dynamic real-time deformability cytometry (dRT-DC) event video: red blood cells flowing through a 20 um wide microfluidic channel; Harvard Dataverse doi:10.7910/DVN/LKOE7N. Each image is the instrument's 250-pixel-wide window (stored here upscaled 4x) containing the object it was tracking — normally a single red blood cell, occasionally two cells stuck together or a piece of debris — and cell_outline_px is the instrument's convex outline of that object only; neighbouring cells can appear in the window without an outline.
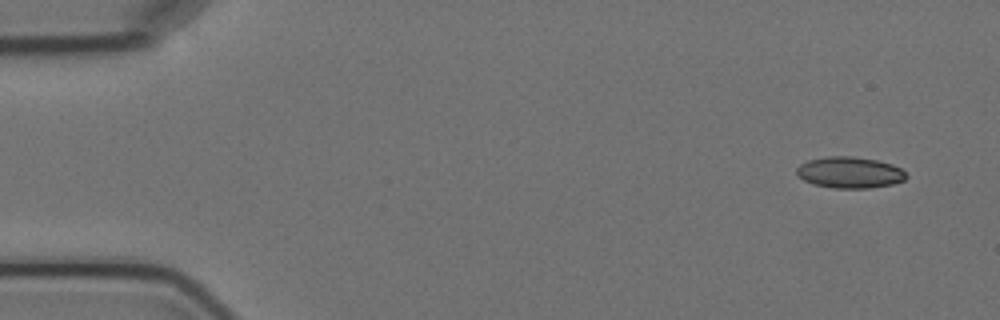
{"species": "Egyptian fruit bat (a non-hibernating species)", "species_latin": "Rousettus aegyptiacus", "temperature_condition": "cold", "stored_images_in_passage": 6, "camera_frame_rate_fps": 3000, "um_per_image_px": 0.085, "animal": {"sex": "female"}, "frame": {"image": 1, "passage_image": 1, "time_ms": 0.0, "image_size_px": [1000, 320], "cell_outline_px": [[908, 176], [904, 180], [892, 184], [868, 188], [832, 188], [812, 184], [804, 180], [796, 172], [796, 168], [800, 164], [808, 160], [828, 156], [852, 156], [876, 160], [892, 164], [900, 168]], "centroid_in_image_um": [72.21, 14.66], "position_along_channel_um": 12.8, "area_um2": 19.94}}
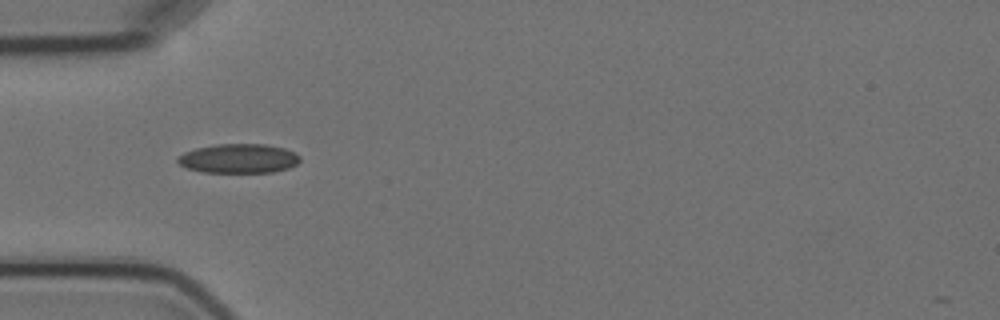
{"frame": {"image": 2, "passage_image": 5, "time_ms": 4.667, "image_size_px": [1000, 320], "cell_outline_px": [[300, 160], [296, 164], [288, 168], [272, 172], [204, 172], [188, 168], [180, 164], [176, 160], [184, 152], [196, 148], [216, 144], [268, 144], [284, 148], [296, 152], [300, 156]], "centroid_in_image_um": [20.32, 13.46], "position_along_channel_um": 64.7, "area_um2": 20.81}}
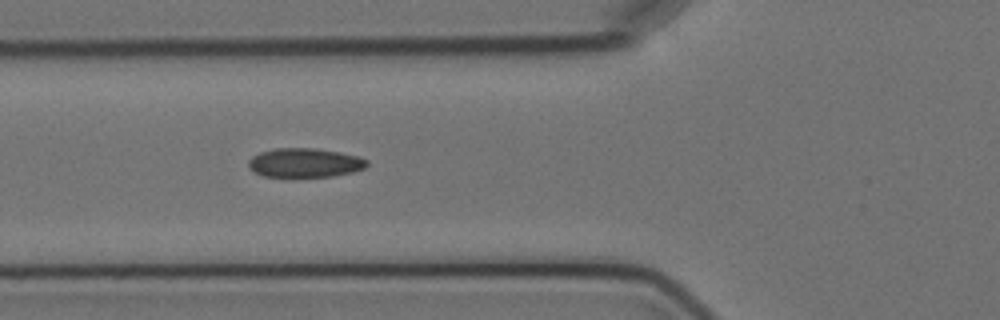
{"frame": {"image": 3, "passage_image": 6, "time_ms": 5.667, "image_size_px": [1000, 320], "cell_outline_px": [[368, 164], [364, 168], [352, 172], [332, 176], [264, 176], [248, 168], [248, 160], [252, 156], [260, 152], [276, 148], [316, 148], [340, 152], [360, 156], [368, 160]], "centroid_in_image_um": [25.92, 13.82], "position_along_channel_um": 99.9, "area_um2": 20.06}}